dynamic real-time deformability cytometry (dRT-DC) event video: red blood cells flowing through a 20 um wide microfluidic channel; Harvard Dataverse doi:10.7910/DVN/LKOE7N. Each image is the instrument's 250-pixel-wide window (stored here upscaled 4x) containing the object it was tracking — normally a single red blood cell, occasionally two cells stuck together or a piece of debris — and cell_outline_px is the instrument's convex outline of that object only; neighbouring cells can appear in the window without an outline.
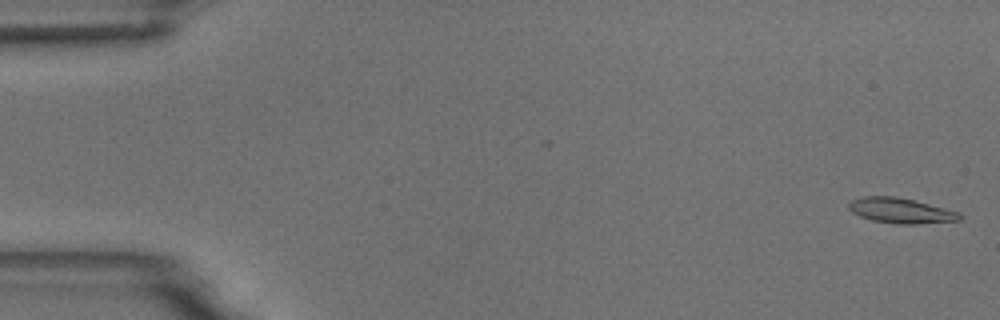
{"species": "common noctule bat (a hibernating species)", "species_latin": "Nyctalus noctula", "temperature_condition": "room temperature", "stored_images_in_passage": 9, "camera_frame_rate_fps": 3000, "um_per_image_px": 0.085, "animal": {"sex": "male", "body_mass_g": 18.8}, "frame": {"image": 1, "passage_image": 1, "time_ms": 0.0, "image_size_px": [1000, 320], "cell_outline_px": [[964, 216], [960, 220], [920, 224], [896, 224], [872, 220], [860, 216], [852, 212], [848, 208], [848, 204], [852, 200], [864, 196], [896, 196], [960, 212]], "centroid_in_image_um": [76.58, 17.91], "position_along_channel_um": 8.4, "area_um2": 16.3}}
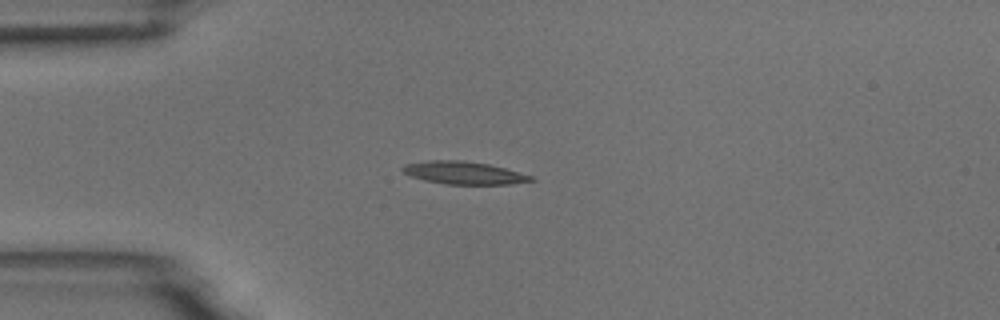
{"frame": {"image": 2, "passage_image": 4, "time_ms": 4.333, "image_size_px": [1000, 320], "cell_outline_px": [[536, 180], [512, 184], [444, 184], [424, 180], [408, 176], [400, 168], [404, 164], [428, 160], [460, 160], [488, 164], [504, 168], [532, 176]], "centroid_in_image_um": [39.37, 14.69], "position_along_channel_um": 45.6, "area_um2": 16.99}}